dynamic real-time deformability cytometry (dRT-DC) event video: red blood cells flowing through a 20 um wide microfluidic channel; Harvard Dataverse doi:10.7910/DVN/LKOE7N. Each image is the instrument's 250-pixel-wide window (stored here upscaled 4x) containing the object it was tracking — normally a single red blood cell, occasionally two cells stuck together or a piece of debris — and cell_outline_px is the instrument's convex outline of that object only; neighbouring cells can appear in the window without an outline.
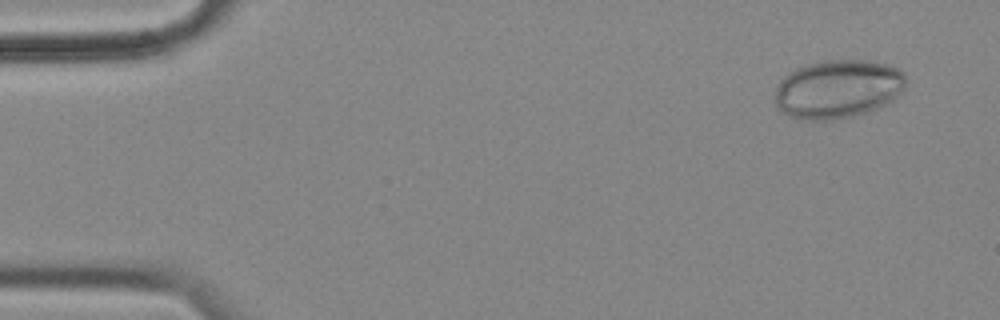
{"species": "common noctule bat (a hibernating species)", "species_latin": "Nyctalus noctula", "temperature_condition": "cold", "stored_images_in_passage": 8, "camera_frame_rate_fps": 3000, "um_per_image_px": 0.085, "animal": {"sex": "female", "body_mass_g": 18.4}, "frame": {"image": 1, "passage_image": 1, "time_ms": 0.0, "image_size_px": [1000, 320], "cell_outline_px": [[904, 88], [892, 100], [876, 108], [852, 116], [828, 120], [808, 120], [788, 116], [776, 108], [772, 100], [776, 88], [780, 80], [788, 72], [804, 64], [824, 60], [868, 60], [888, 64], [900, 68], [904, 72]], "centroid_in_image_um": [71.16, 7.55], "position_along_channel_um": 13.8, "area_um2": 45.03}}
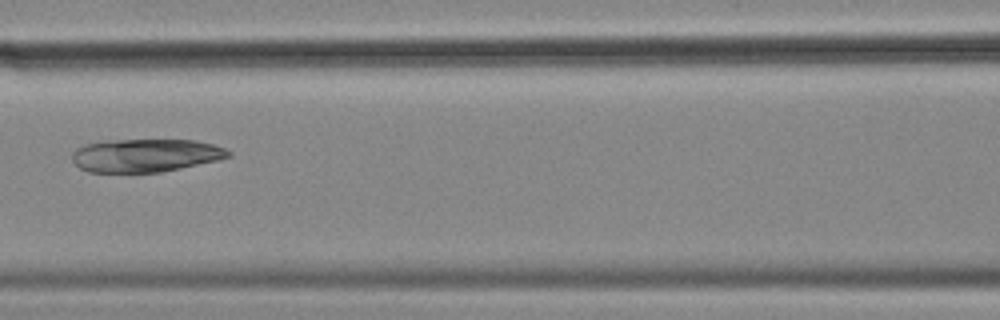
{"frame": {"image": 2, "passage_image": 7, "time_ms": 2.0, "image_size_px": [1000, 320], "cell_outline_px": [[232, 156], [220, 160], [160, 172], [88, 172], [80, 168], [72, 160], [72, 152], [76, 148], [84, 144], [116, 140], [196, 140], [212, 144], [224, 148], [232, 152]], "centroid_in_image_um": [12.39, 13.21], "position_along_channel_um": 154.2, "area_um2": 30.17}}
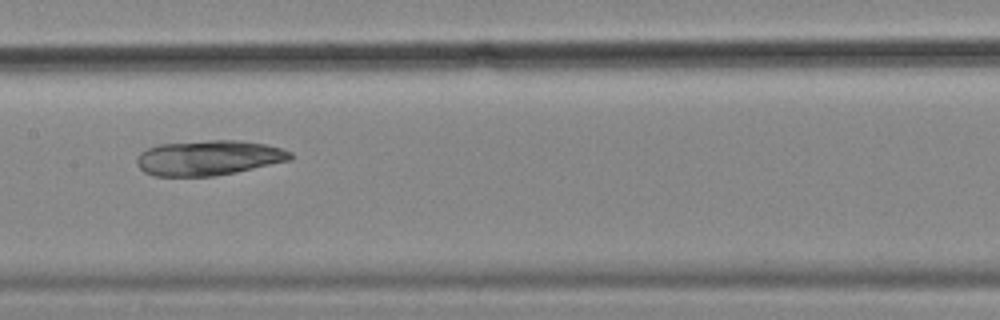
{"frame": {"image": 3, "passage_image": 8, "time_ms": 2.333, "image_size_px": [1000, 320], "cell_outline_px": [[292, 160], [236, 172], [212, 176], [156, 176], [144, 172], [136, 164], [136, 160], [140, 152], [148, 148], [160, 144], [208, 140], [240, 140], [264, 144], [280, 148], [292, 152]], "centroid_in_image_um": [17.73, 13.41], "position_along_channel_um": 189.7, "area_um2": 31.39}}